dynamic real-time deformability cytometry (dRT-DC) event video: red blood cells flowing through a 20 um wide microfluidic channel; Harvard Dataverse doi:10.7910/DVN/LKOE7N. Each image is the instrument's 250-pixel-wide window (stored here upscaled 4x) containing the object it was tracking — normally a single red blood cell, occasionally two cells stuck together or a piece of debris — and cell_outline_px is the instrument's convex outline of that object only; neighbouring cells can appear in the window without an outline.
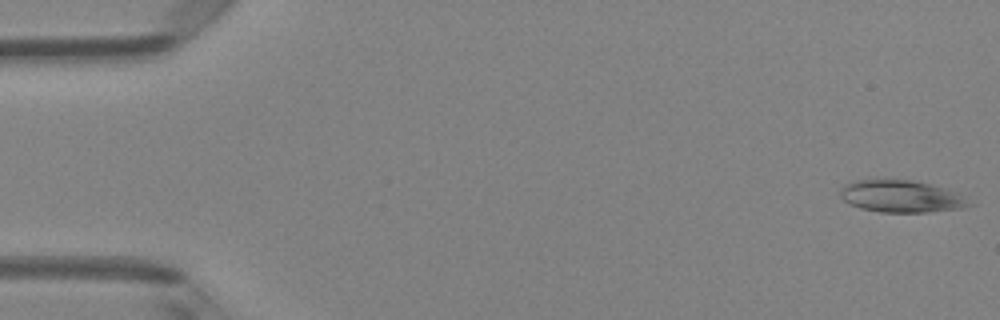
{"species": "Egyptian fruit bat (a non-hibernating species)", "species_latin": "Rousettus aegyptiacus", "temperature_condition": "room temperature", "stored_images_in_passage": 49, "camera_frame_rate_fps": 3000, "um_per_image_px": 0.085, "animal": {"sex": "female"}, "frame": {"image": 1, "passage_image": 1, "time_ms": 0.0, "image_size_px": [1000, 320], "cell_outline_px": [[976, 204], [964, 208], [928, 212], [880, 212], [860, 208], [848, 204], [840, 196], [840, 192], [844, 184], [856, 180], [912, 180], [944, 188], [956, 192], [964, 196]], "centroid_in_image_um": [76.63, 16.7], "position_along_channel_um": 8.4, "area_um2": 24.16}}
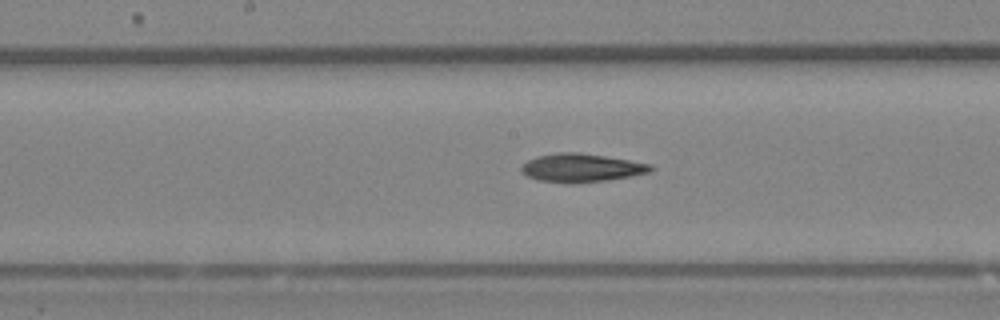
{"frame": {"image": 2, "passage_image": 25, "time_ms": 8.0, "image_size_px": [1000, 320], "cell_outline_px": [[656, 168], [648, 172], [632, 176], [608, 180], [568, 184], [536, 180], [520, 172], [520, 168], [528, 160], [536, 156], [556, 152], [580, 152], [652, 164]], "centroid_in_image_um": [49.39, 14.27], "position_along_channel_um": 198.8, "area_um2": 21.62}}
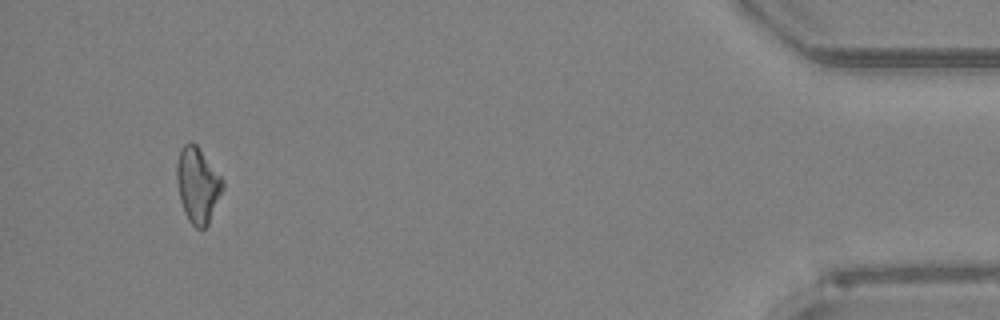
{"frame": {"image": 3, "passage_image": 46, "time_ms": 15.0, "image_size_px": [1000, 320], "cell_outline_px": [[224, 188], [208, 224], [204, 228], [196, 228], [188, 220], [184, 212], [180, 200], [176, 180], [176, 164], [180, 152], [184, 144], [192, 140], [196, 144], [224, 180]], "centroid_in_image_um": [16.8, 15.72], "position_along_channel_um": 418.4, "area_um2": 20.23}, "authors_computed_cell_mechanics": {"area_um2": 21.2126, "velocity_mm_per_s": 4.1579, "shape_relaxation_time_tau1_ms": 10.8895, "shape_relaxation_time_tau2_ms": null, "deformation_change_tau1": 0.2248, "deformation_change_tau2": null}}